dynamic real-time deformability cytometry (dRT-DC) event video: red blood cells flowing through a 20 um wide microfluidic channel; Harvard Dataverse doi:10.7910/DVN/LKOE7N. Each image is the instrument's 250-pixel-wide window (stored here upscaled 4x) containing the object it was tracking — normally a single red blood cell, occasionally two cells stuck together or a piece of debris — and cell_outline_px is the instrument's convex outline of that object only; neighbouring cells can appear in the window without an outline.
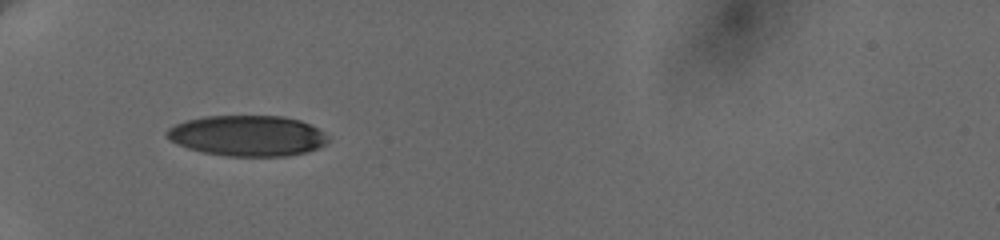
{"species": "human", "species_latin": "Homo sapiens", "temperature_condition": "cold", "stored_images_in_passage": 2, "camera_frame_rate_fps": 3000, "um_per_image_px": 0.085, "donor": {"sex": "female"}, "frame": {"image": 1, "passage_image": 1, "time_ms": 0.0, "image_size_px": [1000, 240], "cell_outline_px": [[328, 144], [304, 152], [284, 156], [228, 156], [204, 152], [188, 148], [176, 144], [164, 132], [168, 128], [176, 124], [188, 120], [204, 116], [284, 116], [300, 120], [324, 132], [328, 136]], "centroid_in_image_um": [21.04, 11.53], "position_along_channel_um": 64.0, "area_um2": 38.03}}